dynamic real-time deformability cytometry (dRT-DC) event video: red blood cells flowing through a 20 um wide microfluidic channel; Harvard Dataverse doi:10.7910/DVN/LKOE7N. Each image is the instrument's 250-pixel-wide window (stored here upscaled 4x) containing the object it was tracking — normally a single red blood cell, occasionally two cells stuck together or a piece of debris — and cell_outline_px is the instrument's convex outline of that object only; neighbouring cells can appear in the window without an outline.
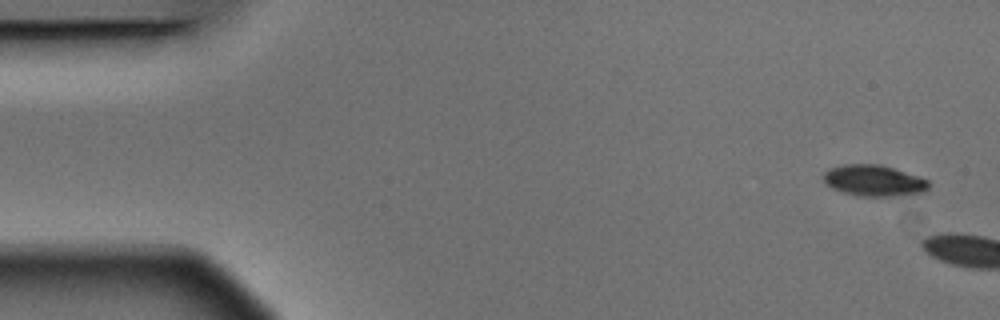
{"species": "Egyptian fruit bat (a non-hibernating species)", "species_latin": "Rousettus aegyptiacus", "temperature_condition": "warm", "stored_images_in_passage": 3, "camera_frame_rate_fps": 3000, "um_per_image_px": 0.085, "animal": {"sex": "male"}, "frame": {"image": 1, "passage_image": 1, "time_ms": 0.0, "image_size_px": [1000, 320], "cell_outline_px": [[928, 188], [920, 192], [904, 196], [856, 196], [832, 188], [824, 180], [824, 172], [828, 168], [844, 164], [880, 164], [920, 176], [928, 180]], "centroid_in_image_um": [74.28, 15.34], "position_along_channel_um": 10.7, "area_um2": 19.13}}